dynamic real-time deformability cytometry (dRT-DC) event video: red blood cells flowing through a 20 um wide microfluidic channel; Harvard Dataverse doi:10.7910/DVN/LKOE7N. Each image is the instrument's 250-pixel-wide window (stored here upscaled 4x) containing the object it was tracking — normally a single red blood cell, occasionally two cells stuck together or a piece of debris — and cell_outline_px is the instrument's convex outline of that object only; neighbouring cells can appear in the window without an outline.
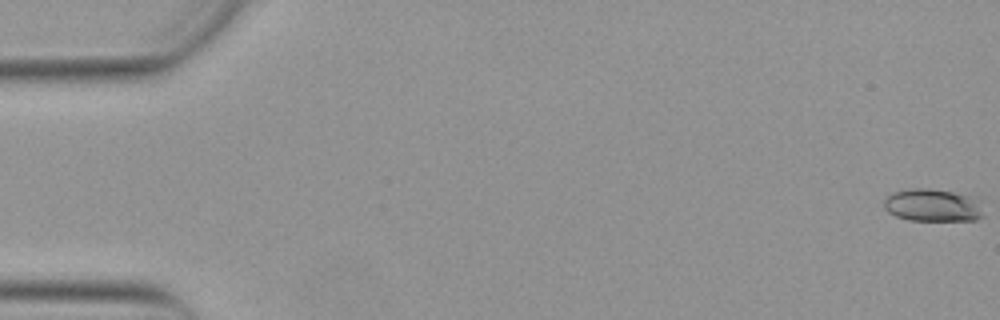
{"species": "Egyptian fruit bat (a non-hibernating species)", "species_latin": "Rousettus aegyptiacus", "temperature_condition": "warm", "stored_images_in_passage": 53, "camera_frame_rate_fps": 3000, "um_per_image_px": 0.085, "animal": {"sex": "female"}, "frame": {"image": 1, "passage_image": 1, "time_ms": 0.0, "image_size_px": [1000, 320], "cell_outline_px": [[984, 216], [976, 220], [908, 220], [896, 216], [888, 212], [884, 208], [884, 200], [892, 192], [912, 188], [928, 188], [980, 196], [984, 200]], "centroid_in_image_um": [79.41, 17.43], "position_along_channel_um": 5.6, "area_um2": 19.65}}
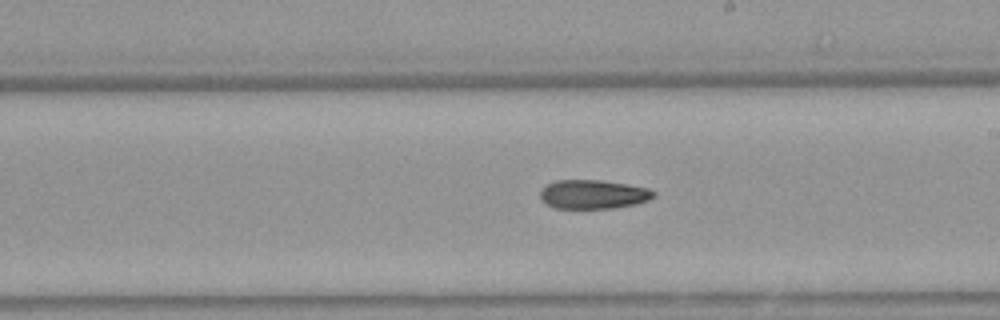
{"frame": {"image": 2, "passage_image": 31, "time_ms": 10.0, "image_size_px": [1000, 320], "cell_outline_px": [[656, 196], [648, 200], [636, 204], [612, 208], [556, 208], [548, 204], [540, 196], [540, 192], [544, 184], [556, 180], [600, 180], [648, 188], [656, 192]], "centroid_in_image_um": [50.42, 16.51], "position_along_channel_um": 238.6, "area_um2": 19.07}}
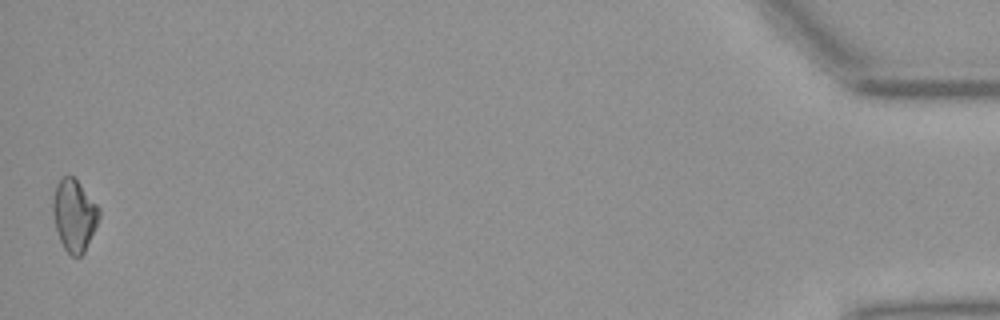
{"frame": {"image": 3, "passage_image": 53, "time_ms": 17.333, "image_size_px": [1000, 320], "cell_outline_px": [[100, 216], [84, 252], [80, 256], [72, 256], [64, 248], [60, 240], [56, 228], [52, 212], [52, 196], [56, 184], [60, 176], [72, 176], [76, 180], [100, 208]], "centroid_in_image_um": [6.28, 18.27], "position_along_channel_um": 428.9, "area_um2": 19.19}}